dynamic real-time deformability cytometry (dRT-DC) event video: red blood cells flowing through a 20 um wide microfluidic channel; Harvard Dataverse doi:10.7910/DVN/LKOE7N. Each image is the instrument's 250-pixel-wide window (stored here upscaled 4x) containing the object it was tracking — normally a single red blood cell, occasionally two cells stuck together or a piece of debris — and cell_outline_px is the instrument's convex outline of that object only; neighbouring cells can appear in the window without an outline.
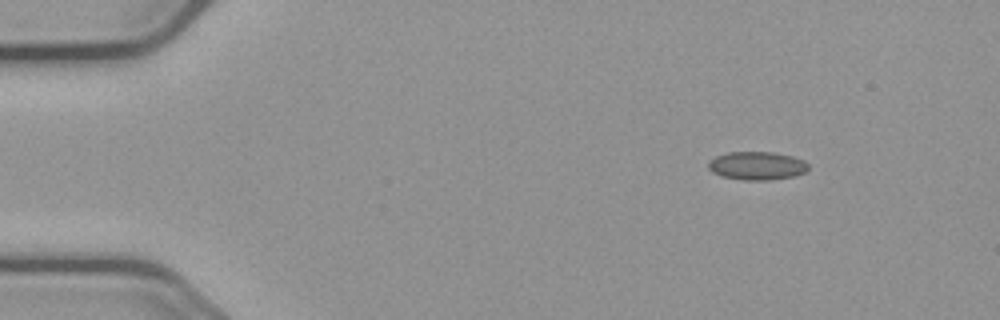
{"species": "common noctule bat (a hibernating species)", "species_latin": "Nyctalus noctula", "temperature_condition": "cold", "stored_images_in_passage": 50, "camera_frame_rate_fps": 3000, "um_per_image_px": 0.085, "animal": {"sex": "male", "body_mass_g": 23.1, "forearm_length_mm": 52.7}, "frame": {"image": 1, "passage_image": 1, "time_ms": 0.0, "image_size_px": [1000, 320], "cell_outline_px": [[808, 168], [804, 172], [796, 176], [768, 180], [744, 180], [720, 176], [712, 172], [708, 168], [708, 160], [716, 156], [728, 152], [772, 152], [792, 156], [804, 160], [808, 164]], "centroid_in_image_um": [64.32, 14.09], "position_along_channel_um": 20.7, "area_um2": 16.59}}
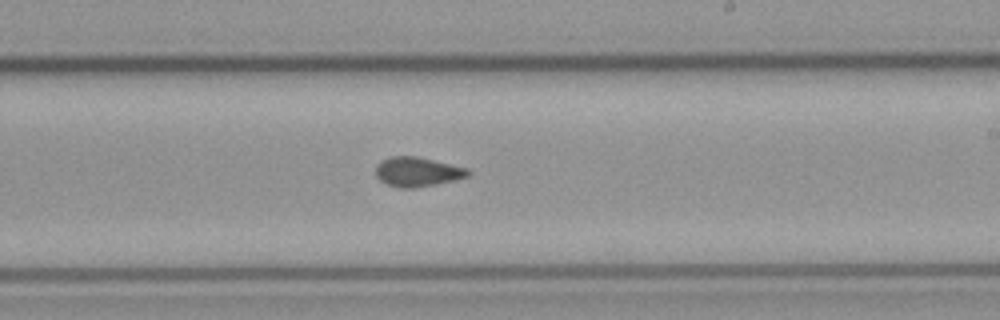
{"frame": {"image": 2, "passage_image": 27, "time_ms": 8.667, "image_size_px": [1000, 320], "cell_outline_px": [[472, 172], [468, 176], [436, 184], [416, 188], [400, 188], [388, 184], [380, 180], [376, 176], [376, 164], [380, 160], [388, 156], [416, 156], [468, 168]], "centroid_in_image_um": [35.45, 14.59], "position_along_channel_um": 253.5, "area_um2": 15.9}}
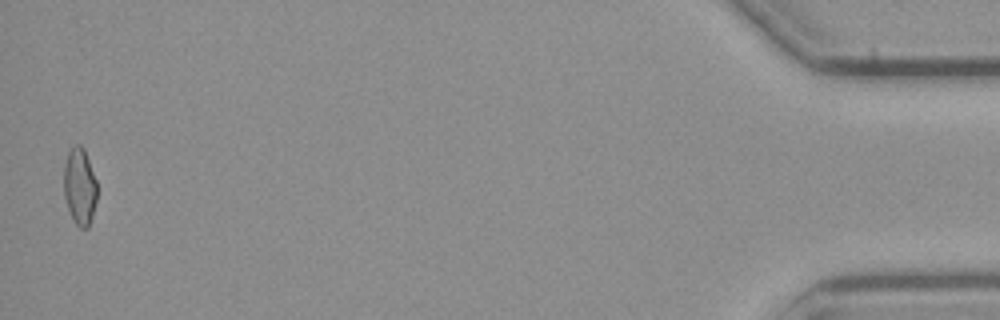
{"frame": {"image": 3, "passage_image": 49, "time_ms": 16.0, "image_size_px": [1000, 320], "cell_outline_px": [[96, 200], [92, 216], [88, 228], [80, 228], [76, 224], [68, 208], [64, 196], [64, 164], [68, 152], [76, 144], [80, 144], [84, 148], [96, 180]], "centroid_in_image_um": [6.77, 15.83], "position_along_channel_um": 428.4, "area_um2": 14.74}, "authors_computed_cell_mechanics": {"area_um2": 15.4615, "velocity_mm_per_s": 3.7084, "shape_relaxation_time_tau1_ms": null, "shape_relaxation_time_tau2_ms": 1.9523, "deformation_change_tau1": null, "deformation_change_tau2": 0.0696}}